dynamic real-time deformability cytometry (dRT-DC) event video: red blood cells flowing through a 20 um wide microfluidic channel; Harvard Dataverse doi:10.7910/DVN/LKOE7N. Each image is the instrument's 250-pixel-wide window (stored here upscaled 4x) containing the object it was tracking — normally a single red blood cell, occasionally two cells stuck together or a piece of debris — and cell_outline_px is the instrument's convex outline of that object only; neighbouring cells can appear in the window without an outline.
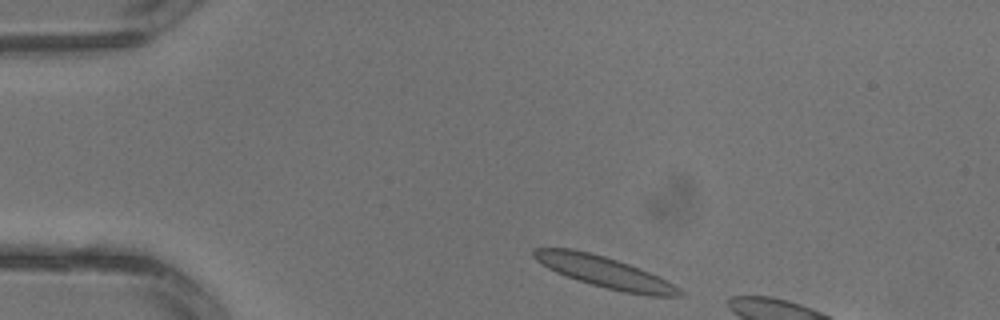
{"species": "common noctule bat (a hibernating species)", "species_latin": "Nyctalus noctula", "temperature_condition": "warm", "stored_images_in_passage": 4, "camera_frame_rate_fps": 3000, "um_per_image_px": 0.085, "animal": {"sex": "male", "body_mass_g": 13.3}, "frame": {"image": 1, "passage_image": 1, "time_ms": 0.0, "image_size_px": [1000, 320], "cell_outline_px": [[684, 296], [648, 296], [624, 292], [592, 284], [556, 272], [540, 264], [532, 256], [532, 252], [536, 248], [572, 248], [604, 256], [640, 268], [680, 288], [684, 292]], "centroid_in_image_um": [51.38, 23.12], "position_along_channel_um": 33.6, "area_um2": 26.01}}
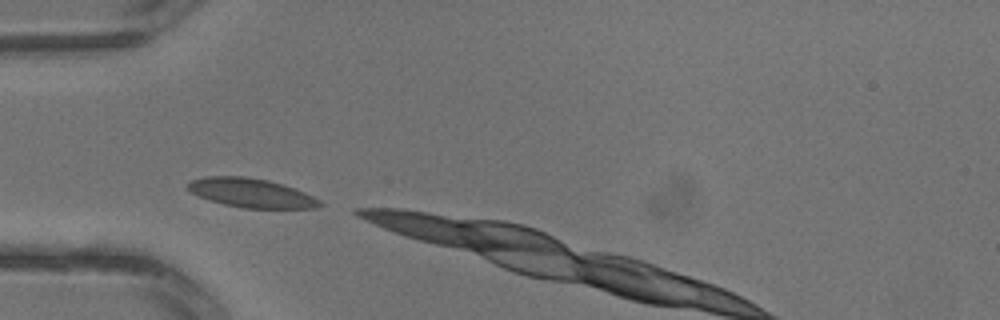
{"frame": {"image": 2, "passage_image": 3, "time_ms": 0.667, "image_size_px": [1000, 320], "cell_outline_px": [[324, 204], [316, 208], [244, 208], [224, 204], [208, 200], [192, 192], [188, 188], [188, 184], [192, 180], [204, 176], [244, 176], [268, 180], [304, 192], [320, 200]], "centroid_in_image_um": [21.35, 16.4], "position_along_channel_um": 63.6, "area_um2": 22.08}}